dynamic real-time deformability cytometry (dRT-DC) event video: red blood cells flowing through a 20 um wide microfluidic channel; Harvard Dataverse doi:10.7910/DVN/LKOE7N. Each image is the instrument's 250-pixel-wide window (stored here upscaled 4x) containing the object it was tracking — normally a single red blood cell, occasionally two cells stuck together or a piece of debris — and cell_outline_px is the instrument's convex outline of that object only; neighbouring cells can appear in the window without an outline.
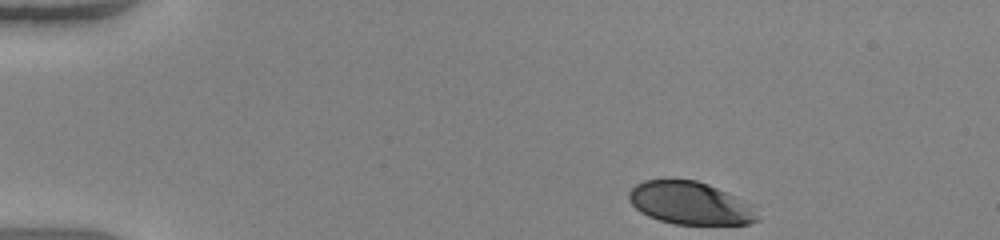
{"species": "human", "species_latin": "Homo sapiens", "temperature_condition": "warm", "stored_images_in_passage": 37, "camera_frame_rate_fps": 3000, "um_per_image_px": 0.085, "donor": {"sex": "female"}, "frame": {"image": 1, "passage_image": 1, "time_ms": 0.0, "image_size_px": [1000, 240], "cell_outline_px": [[760, 220], [748, 224], [676, 224], [660, 220], [648, 216], [640, 212], [628, 200], [628, 192], [636, 184], [644, 180], [696, 180], [708, 184], [756, 204]], "centroid_in_image_um": [58.73, 17.27], "position_along_channel_um": 26.3, "area_um2": 32.37}}
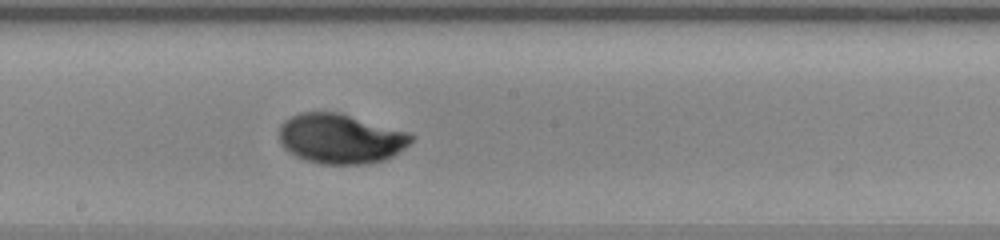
{"frame": {"image": 2, "passage_image": 22, "time_ms": 7.0, "image_size_px": [1000, 240], "cell_outline_px": [[416, 136], [404, 148], [392, 156], [384, 160], [368, 164], [320, 164], [304, 160], [288, 152], [280, 144], [280, 124], [284, 120], [300, 112], [336, 112], [408, 132]], "centroid_in_image_um": [28.92, 11.8], "position_along_channel_um": 219.3, "area_um2": 38.26}}
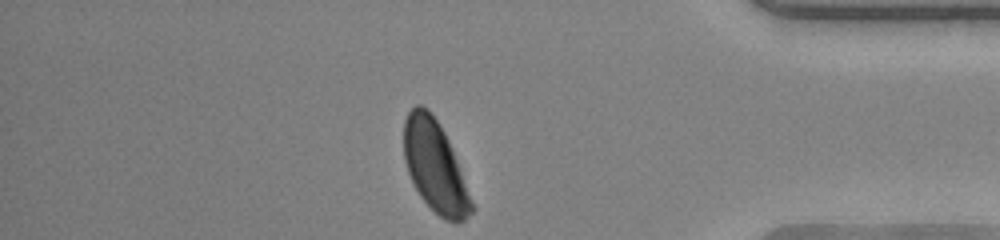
{"frame": {"image": 3, "passage_image": 37, "time_ms": 12.0, "image_size_px": [1000, 240], "cell_outline_px": [[476, 208], [464, 220], [456, 224], [444, 220], [420, 196], [408, 172], [404, 160], [404, 120], [408, 112], [416, 104], [420, 104], [428, 108], [444, 132], [448, 140]], "centroid_in_image_um": [36.98, 14.17], "position_along_channel_um": 398.2, "area_um2": 35.72}, "authors_computed_cell_mechanics": {"area_um2": 36.7608, "velocity_mm_per_s": 4.0855, "shape_relaxation_time_tau1_ms": 3.5804, "shape_relaxation_time_tau2_ms": null, "deformation_change_tau1": 0.1757, "deformation_change_tau2": null}}